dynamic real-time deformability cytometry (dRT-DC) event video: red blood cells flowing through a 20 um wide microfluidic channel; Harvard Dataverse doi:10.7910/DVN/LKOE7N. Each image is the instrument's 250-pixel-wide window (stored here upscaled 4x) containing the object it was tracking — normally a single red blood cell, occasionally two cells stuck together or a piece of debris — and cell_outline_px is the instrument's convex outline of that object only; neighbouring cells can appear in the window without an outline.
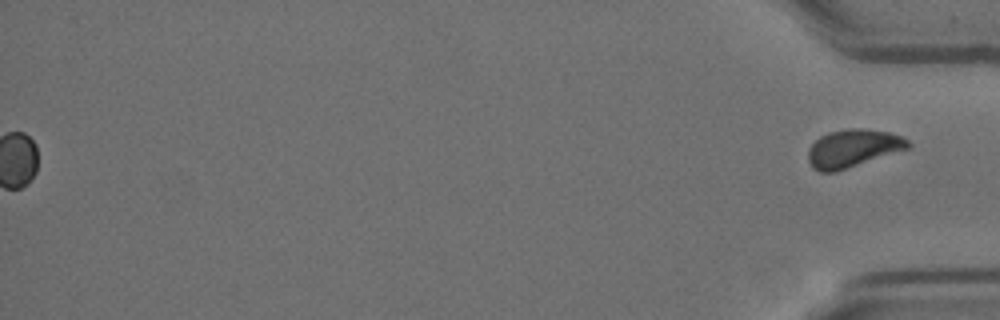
{"species": "Egyptian fruit bat (a non-hibernating species)", "species_latin": "Rousettus aegyptiacus", "temperature_condition": "room temperature", "stored_images_in_passage": 51, "segment_of_instrument_passage": [2, 2], "camera_frame_rate_fps": 3000, "um_per_image_px": 0.085, "animal": {"sex": "female"}, "frame": {"image": 1, "passage_image": 51, "time_ms": 16.667, "image_size_px": [1000, 320], "cell_outline_px": [[912, 144], [908, 148], [836, 172], [820, 172], [812, 168], [808, 160], [808, 148], [820, 136], [828, 132], [848, 128], [860, 128], [888, 132], [900, 136], [908, 140]], "centroid_in_image_um": [72.46, 12.61], "position_along_channel_um": 362.7, "area_um2": 21.96}}